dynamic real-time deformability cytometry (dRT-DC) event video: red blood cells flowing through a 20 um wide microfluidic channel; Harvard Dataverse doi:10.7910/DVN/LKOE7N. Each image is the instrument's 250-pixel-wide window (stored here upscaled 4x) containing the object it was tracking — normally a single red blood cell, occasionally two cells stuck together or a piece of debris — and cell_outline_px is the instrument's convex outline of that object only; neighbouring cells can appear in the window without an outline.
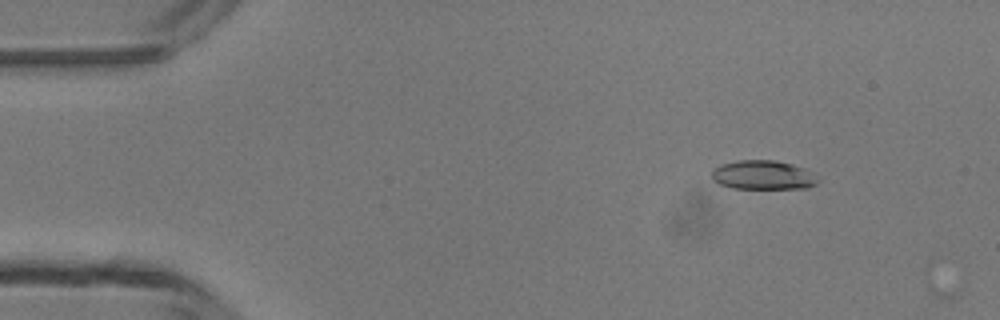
{"species": "common noctule bat (a hibernating species)", "species_latin": "Nyctalus noctula", "temperature_condition": "room temperature", "stored_images_in_passage": 5, "camera_frame_rate_fps": 3000, "um_per_image_px": 0.085, "animal": {"sex": "male", "body_mass_g": 13.3}, "frame": {"image": 1, "passage_image": 2, "time_ms": 1.333, "image_size_px": [1000, 320], "cell_outline_px": [[820, 180], [816, 184], [808, 188], [732, 188], [720, 184], [712, 180], [712, 168], [720, 164], [736, 160], [776, 160], [792, 164], [804, 168]], "centroid_in_image_um": [64.82, 14.87], "position_along_channel_um": 20.2, "area_um2": 18.09}}
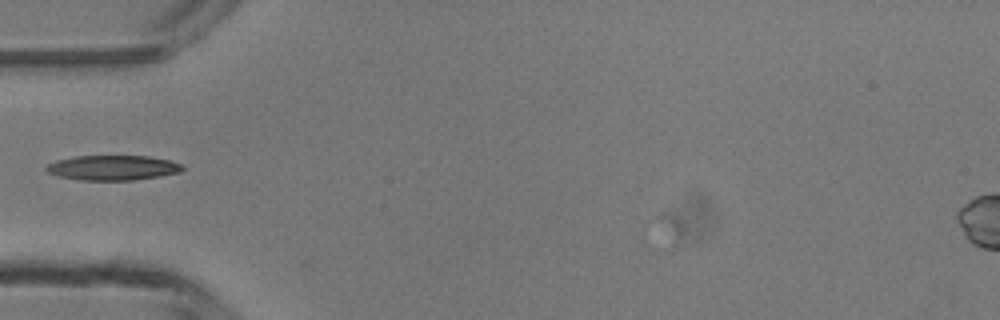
{"frame": {"image": 2, "passage_image": 5, "time_ms": 4.667, "image_size_px": [1000, 320], "cell_outline_px": [[184, 168], [180, 172], [160, 176], [132, 180], [80, 180], [60, 176], [48, 172], [44, 168], [48, 164], [56, 160], [76, 156], [148, 156], [172, 160], [180, 164]], "centroid_in_image_um": [9.6, 14.25], "position_along_channel_um": 75.4, "area_um2": 19.71}}